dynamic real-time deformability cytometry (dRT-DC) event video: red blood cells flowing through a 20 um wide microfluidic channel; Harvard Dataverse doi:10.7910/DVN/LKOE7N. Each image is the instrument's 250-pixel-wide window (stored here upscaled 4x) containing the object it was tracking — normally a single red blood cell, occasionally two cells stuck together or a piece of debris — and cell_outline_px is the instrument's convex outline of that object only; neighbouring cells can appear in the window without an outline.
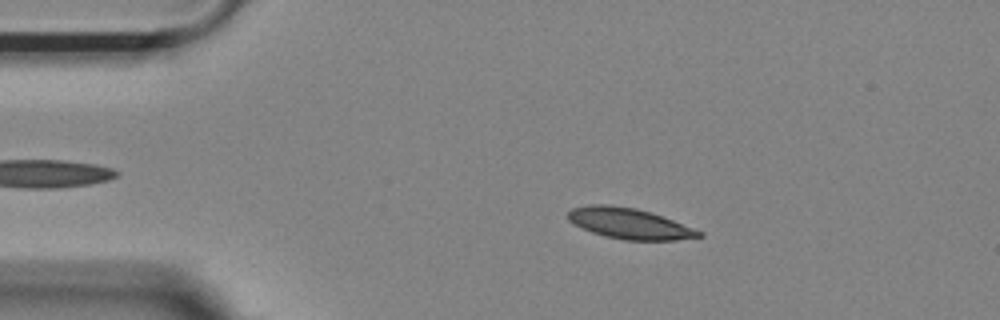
{"species": "Egyptian fruit bat (a non-hibernating species)", "species_latin": "Rousettus aegyptiacus", "temperature_condition": "room temperature", "stored_images_in_passage": 46, "camera_frame_rate_fps": 3000, "um_per_image_px": 0.085, "animal": {"sex": "female"}, "frame": {"image": 1, "passage_image": 9, "time_ms": 2.667, "image_size_px": [1000, 320], "cell_outline_px": [[704, 236], [676, 240], [624, 240], [604, 236], [592, 232], [568, 220], [568, 212], [572, 208], [588, 204], [608, 204], [636, 208], [672, 220], [704, 232]], "centroid_in_image_um": [53.49, 19.0], "position_along_channel_um": 31.5, "area_um2": 23.24}}
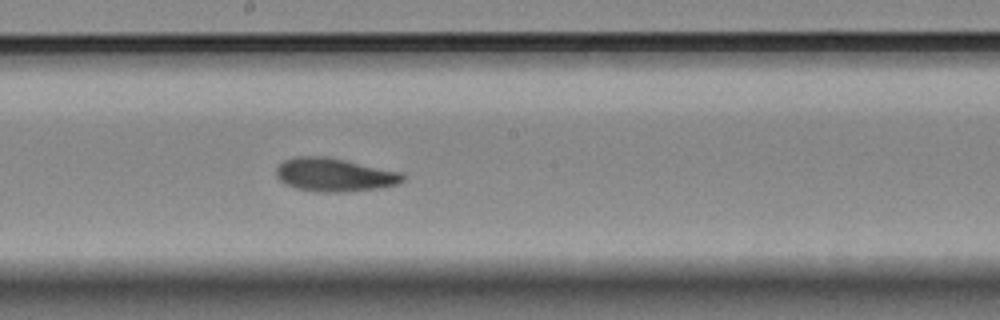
{"frame": {"image": 2, "passage_image": 28, "time_ms": 9.0, "image_size_px": [1000, 320], "cell_outline_px": [[404, 180], [396, 184], [380, 188], [348, 192], [316, 192], [296, 188], [284, 184], [276, 176], [276, 168], [284, 160], [296, 156], [324, 156], [344, 160], [400, 172], [404, 176]], "centroid_in_image_um": [28.38, 14.87], "position_along_channel_um": 219.8, "area_um2": 24.57}}
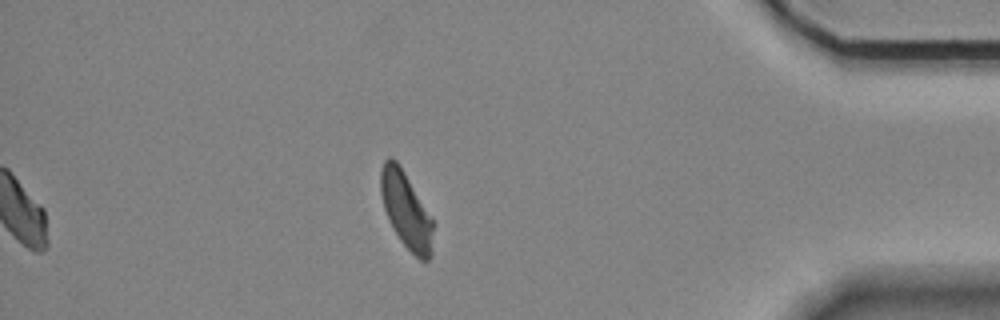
{"frame": {"image": 3, "passage_image": 46, "time_ms": 15.0, "image_size_px": [1000, 320], "cell_outline_px": [[432, 252], [428, 260], [420, 260], [400, 240], [392, 228], [388, 220], [384, 208], [380, 192], [380, 172], [384, 160], [388, 156], [396, 160], [404, 172], [432, 220]], "centroid_in_image_um": [34.47, 17.86], "position_along_channel_um": 400.7, "area_um2": 22.77}, "authors_computed_cell_mechanics": {"area_um2": 23.9581, "velocity_mm_per_s": 3.657, "shape_relaxation_time_tau1_ms": 4.6975, "shape_relaxation_time_tau2_ms": 2.6413, "deformation_change_tau1": 0.135, "deformation_change_tau2": 0.0825}}